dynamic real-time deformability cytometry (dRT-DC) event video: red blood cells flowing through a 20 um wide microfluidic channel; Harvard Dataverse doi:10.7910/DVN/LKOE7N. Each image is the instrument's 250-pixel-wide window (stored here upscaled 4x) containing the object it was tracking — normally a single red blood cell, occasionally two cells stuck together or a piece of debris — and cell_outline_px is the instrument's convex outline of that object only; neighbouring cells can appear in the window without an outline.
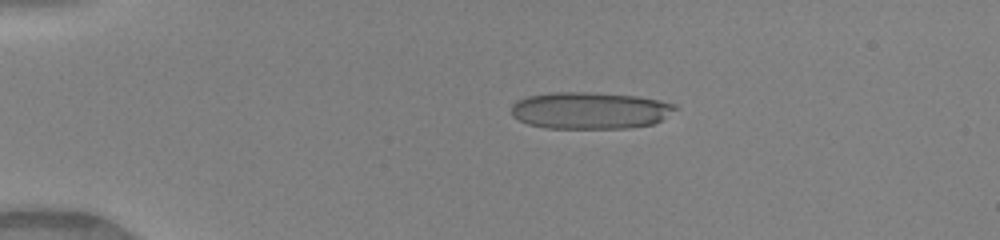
{"species": "human", "species_latin": "Homo sapiens", "temperature_condition": "warm", "stored_images_in_passage": 39, "camera_frame_rate_fps": 3000, "um_per_image_px": 0.085, "donor": {"sex": "female"}, "frame": {"image": 1, "passage_image": 1, "time_ms": 0.0, "image_size_px": [1000, 240], "cell_outline_px": [[680, 108], [660, 120], [652, 124], [632, 128], [548, 128], [528, 124], [512, 116], [512, 104], [516, 100], [528, 96], [552, 92], [588, 92], [640, 96], [660, 100], [676, 104]], "centroid_in_image_um": [50.18, 9.38], "position_along_channel_um": 34.8, "area_um2": 35.49}}
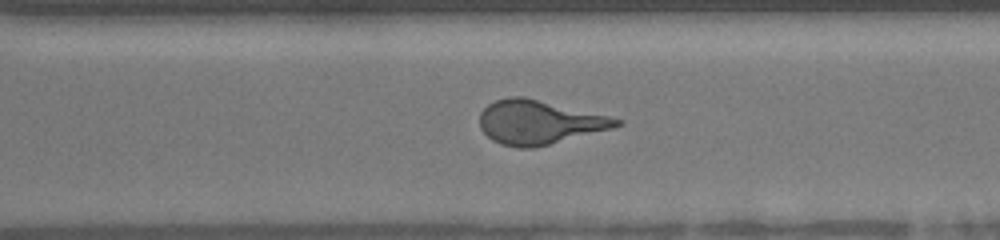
{"frame": {"image": 2, "passage_image": 26, "time_ms": 8.333, "image_size_px": [1000, 240], "cell_outline_px": [[624, 124], [612, 128], [532, 148], [520, 148], [500, 144], [492, 140], [480, 128], [480, 112], [488, 104], [496, 100], [508, 96], [524, 96], [608, 116], [624, 120]], "centroid_in_image_um": [45.79, 10.38], "position_along_channel_um": 324.8, "area_um2": 34.74}}
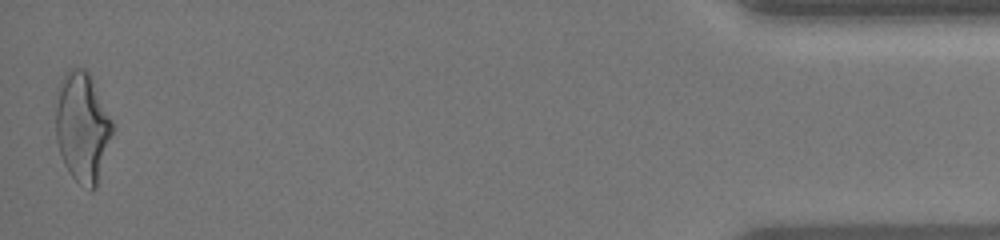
{"frame": {"image": 3, "passage_image": 39, "time_ms": 12.667, "image_size_px": [1000, 240], "cell_outline_px": [[116, 128], [96, 188], [92, 192], [76, 180], [72, 176], [64, 164], [56, 140], [56, 92], [64, 72], [68, 68], [84, 68], [88, 72]], "centroid_in_image_um": [7.01, 10.81], "position_along_channel_um": 428.2, "area_um2": 36.7}, "authors_computed_cell_mechanics": {"area_um2": 35.0846, "velocity_mm_per_s": 4.1509, "shape_relaxation_time_tau1_ms": 5.0579, "shape_relaxation_time_tau2_ms": null, "deformation_change_tau1": 0.2111, "deformation_change_tau2": null}}